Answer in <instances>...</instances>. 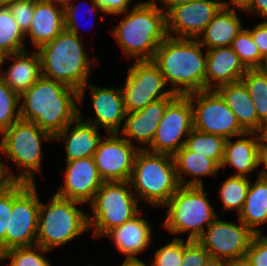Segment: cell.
<instances>
[{"label": "cell", "instance_id": "6da1fadb", "mask_svg": "<svg viewBox=\"0 0 267 266\" xmlns=\"http://www.w3.org/2000/svg\"><path fill=\"white\" fill-rule=\"evenodd\" d=\"M75 100L78 90L41 76L20 95V119L34 122L54 137L79 116Z\"/></svg>", "mask_w": 267, "mask_h": 266}, {"label": "cell", "instance_id": "7a4b0ae2", "mask_svg": "<svg viewBox=\"0 0 267 266\" xmlns=\"http://www.w3.org/2000/svg\"><path fill=\"white\" fill-rule=\"evenodd\" d=\"M198 39L167 36L156 50L152 62L176 95L205 90L207 54Z\"/></svg>", "mask_w": 267, "mask_h": 266}, {"label": "cell", "instance_id": "3957f363", "mask_svg": "<svg viewBox=\"0 0 267 266\" xmlns=\"http://www.w3.org/2000/svg\"><path fill=\"white\" fill-rule=\"evenodd\" d=\"M155 0L134 5L131 12L112 29L124 54L136 61H151L167 37L165 13Z\"/></svg>", "mask_w": 267, "mask_h": 266}, {"label": "cell", "instance_id": "277c9868", "mask_svg": "<svg viewBox=\"0 0 267 266\" xmlns=\"http://www.w3.org/2000/svg\"><path fill=\"white\" fill-rule=\"evenodd\" d=\"M83 48L80 37L64 29L37 49L42 76L79 91L88 82L92 62Z\"/></svg>", "mask_w": 267, "mask_h": 266}, {"label": "cell", "instance_id": "5b68a950", "mask_svg": "<svg viewBox=\"0 0 267 266\" xmlns=\"http://www.w3.org/2000/svg\"><path fill=\"white\" fill-rule=\"evenodd\" d=\"M138 198L164 206L179 188L172 155L139 149L129 180Z\"/></svg>", "mask_w": 267, "mask_h": 266}, {"label": "cell", "instance_id": "8992f818", "mask_svg": "<svg viewBox=\"0 0 267 266\" xmlns=\"http://www.w3.org/2000/svg\"><path fill=\"white\" fill-rule=\"evenodd\" d=\"M83 204L54 194L48 205L40 202L36 248L47 253L89 230L88 216L75 206Z\"/></svg>", "mask_w": 267, "mask_h": 266}, {"label": "cell", "instance_id": "52a82bcc", "mask_svg": "<svg viewBox=\"0 0 267 266\" xmlns=\"http://www.w3.org/2000/svg\"><path fill=\"white\" fill-rule=\"evenodd\" d=\"M203 186L180 185L175 194L164 205L167 217L163 226L171 234L189 231L187 240L197 241L217 214L209 203Z\"/></svg>", "mask_w": 267, "mask_h": 266}, {"label": "cell", "instance_id": "ba28073f", "mask_svg": "<svg viewBox=\"0 0 267 266\" xmlns=\"http://www.w3.org/2000/svg\"><path fill=\"white\" fill-rule=\"evenodd\" d=\"M129 185V186H128ZM129 181H103L89 203L94 216H88L89 230L94 227L93 236L100 238L112 229L132 220L140 210L135 193H131Z\"/></svg>", "mask_w": 267, "mask_h": 266}, {"label": "cell", "instance_id": "9c48e42d", "mask_svg": "<svg viewBox=\"0 0 267 266\" xmlns=\"http://www.w3.org/2000/svg\"><path fill=\"white\" fill-rule=\"evenodd\" d=\"M0 153L5 154L19 169L17 181L35 183L34 172L41 171V141L54 140L34 122L19 119L1 133Z\"/></svg>", "mask_w": 267, "mask_h": 266}, {"label": "cell", "instance_id": "30bf717a", "mask_svg": "<svg viewBox=\"0 0 267 266\" xmlns=\"http://www.w3.org/2000/svg\"><path fill=\"white\" fill-rule=\"evenodd\" d=\"M193 108V128L229 139L242 137L247 131L216 90H202L188 94ZM196 100V104L193 101ZM194 104V105H193Z\"/></svg>", "mask_w": 267, "mask_h": 266}, {"label": "cell", "instance_id": "8fae6325", "mask_svg": "<svg viewBox=\"0 0 267 266\" xmlns=\"http://www.w3.org/2000/svg\"><path fill=\"white\" fill-rule=\"evenodd\" d=\"M40 200L35 183H13V210L6 232V250L36 245Z\"/></svg>", "mask_w": 267, "mask_h": 266}, {"label": "cell", "instance_id": "7c38bea8", "mask_svg": "<svg viewBox=\"0 0 267 266\" xmlns=\"http://www.w3.org/2000/svg\"><path fill=\"white\" fill-rule=\"evenodd\" d=\"M192 129V103L188 95H177L167 105L153 141L146 150L173 156L185 145L186 138ZM183 135L185 139L181 140Z\"/></svg>", "mask_w": 267, "mask_h": 266}, {"label": "cell", "instance_id": "4fadbf2b", "mask_svg": "<svg viewBox=\"0 0 267 266\" xmlns=\"http://www.w3.org/2000/svg\"><path fill=\"white\" fill-rule=\"evenodd\" d=\"M165 85L161 71L152 60L133 63L121 88L126 112L141 110L155 100L170 97L173 92L162 90Z\"/></svg>", "mask_w": 267, "mask_h": 266}, {"label": "cell", "instance_id": "5bb4252c", "mask_svg": "<svg viewBox=\"0 0 267 266\" xmlns=\"http://www.w3.org/2000/svg\"><path fill=\"white\" fill-rule=\"evenodd\" d=\"M240 225L218 220L206 227L197 242L210 257L226 259L230 262L244 260L250 242L255 234L239 220Z\"/></svg>", "mask_w": 267, "mask_h": 266}, {"label": "cell", "instance_id": "9a60e30c", "mask_svg": "<svg viewBox=\"0 0 267 266\" xmlns=\"http://www.w3.org/2000/svg\"><path fill=\"white\" fill-rule=\"evenodd\" d=\"M223 6L231 5L223 0H193L170 8L165 13L167 36L198 39Z\"/></svg>", "mask_w": 267, "mask_h": 266}, {"label": "cell", "instance_id": "2e32d148", "mask_svg": "<svg viewBox=\"0 0 267 266\" xmlns=\"http://www.w3.org/2000/svg\"><path fill=\"white\" fill-rule=\"evenodd\" d=\"M102 139L93 155L100 178L103 181H129L135 156L143 148L119 138V133H110L106 140Z\"/></svg>", "mask_w": 267, "mask_h": 266}, {"label": "cell", "instance_id": "e0dca14e", "mask_svg": "<svg viewBox=\"0 0 267 266\" xmlns=\"http://www.w3.org/2000/svg\"><path fill=\"white\" fill-rule=\"evenodd\" d=\"M65 173L64 185L55 194L83 204L93 200L103 183L93 156L67 161Z\"/></svg>", "mask_w": 267, "mask_h": 266}, {"label": "cell", "instance_id": "ac0fdd59", "mask_svg": "<svg viewBox=\"0 0 267 266\" xmlns=\"http://www.w3.org/2000/svg\"><path fill=\"white\" fill-rule=\"evenodd\" d=\"M91 90V97L95 111V120H86L95 127L102 125L108 134L119 133L121 121L125 120L126 109L121 88H100L87 83L79 90V102H82L86 87Z\"/></svg>", "mask_w": 267, "mask_h": 266}, {"label": "cell", "instance_id": "d6986e66", "mask_svg": "<svg viewBox=\"0 0 267 266\" xmlns=\"http://www.w3.org/2000/svg\"><path fill=\"white\" fill-rule=\"evenodd\" d=\"M172 94L170 97L161 98L149 103L145 108L127 112L125 117V124L122 128V134L127 137L124 138L128 142L131 139L144 144L146 150L151 145L154 135L156 134L158 124L164 116L167 105L176 97Z\"/></svg>", "mask_w": 267, "mask_h": 266}, {"label": "cell", "instance_id": "ffe728a7", "mask_svg": "<svg viewBox=\"0 0 267 266\" xmlns=\"http://www.w3.org/2000/svg\"><path fill=\"white\" fill-rule=\"evenodd\" d=\"M205 51V90H216L221 85L241 81L247 69L231 46L215 47Z\"/></svg>", "mask_w": 267, "mask_h": 266}, {"label": "cell", "instance_id": "44dd1931", "mask_svg": "<svg viewBox=\"0 0 267 266\" xmlns=\"http://www.w3.org/2000/svg\"><path fill=\"white\" fill-rule=\"evenodd\" d=\"M80 114L79 111V116L54 136V140H65L67 161L92 157L102 138L98 128L91 123L84 122ZM73 124L75 126L70 130Z\"/></svg>", "mask_w": 267, "mask_h": 266}, {"label": "cell", "instance_id": "7402d4cb", "mask_svg": "<svg viewBox=\"0 0 267 266\" xmlns=\"http://www.w3.org/2000/svg\"><path fill=\"white\" fill-rule=\"evenodd\" d=\"M244 136L245 138L238 139L235 142H232L231 138L226 139L224 157L220 168L224 169V166L229 165L237 169L238 172L235 176L247 177L249 172L252 171L254 173L253 170L260 166L259 150L263 134L246 132L243 134Z\"/></svg>", "mask_w": 267, "mask_h": 266}, {"label": "cell", "instance_id": "603a6c76", "mask_svg": "<svg viewBox=\"0 0 267 266\" xmlns=\"http://www.w3.org/2000/svg\"><path fill=\"white\" fill-rule=\"evenodd\" d=\"M105 236L110 237L117 250L127 255L125 261H139V254L151 244L152 230L149 223L139 214L132 220L109 231Z\"/></svg>", "mask_w": 267, "mask_h": 266}, {"label": "cell", "instance_id": "cb8c5ba5", "mask_svg": "<svg viewBox=\"0 0 267 266\" xmlns=\"http://www.w3.org/2000/svg\"><path fill=\"white\" fill-rule=\"evenodd\" d=\"M216 91L247 132L264 133L266 127L258 120L254 103L242 81L221 85Z\"/></svg>", "mask_w": 267, "mask_h": 266}, {"label": "cell", "instance_id": "d4e9b609", "mask_svg": "<svg viewBox=\"0 0 267 266\" xmlns=\"http://www.w3.org/2000/svg\"><path fill=\"white\" fill-rule=\"evenodd\" d=\"M65 29L64 9L44 0H35L34 15L27 32L37 49Z\"/></svg>", "mask_w": 267, "mask_h": 266}, {"label": "cell", "instance_id": "484cf974", "mask_svg": "<svg viewBox=\"0 0 267 266\" xmlns=\"http://www.w3.org/2000/svg\"><path fill=\"white\" fill-rule=\"evenodd\" d=\"M3 58H7L9 61L14 59V62L9 66L8 71L0 74V78L19 96L42 76L40 57L37 51L31 52L30 56L25 50L3 56Z\"/></svg>", "mask_w": 267, "mask_h": 266}, {"label": "cell", "instance_id": "4316f807", "mask_svg": "<svg viewBox=\"0 0 267 266\" xmlns=\"http://www.w3.org/2000/svg\"><path fill=\"white\" fill-rule=\"evenodd\" d=\"M235 8L238 7L231 9L230 6H223L213 17L198 37L202 46L208 47L207 49L232 46L234 38L243 29Z\"/></svg>", "mask_w": 267, "mask_h": 266}, {"label": "cell", "instance_id": "83f0119b", "mask_svg": "<svg viewBox=\"0 0 267 266\" xmlns=\"http://www.w3.org/2000/svg\"><path fill=\"white\" fill-rule=\"evenodd\" d=\"M176 177L179 185L182 186H203L200 177L215 175L220 166L211 159L190 151L185 145L173 155ZM194 176L189 182L182 175Z\"/></svg>", "mask_w": 267, "mask_h": 266}, {"label": "cell", "instance_id": "f1b7e54d", "mask_svg": "<svg viewBox=\"0 0 267 266\" xmlns=\"http://www.w3.org/2000/svg\"><path fill=\"white\" fill-rule=\"evenodd\" d=\"M251 184L238 219L254 234H262L256 226L267 223V180L257 177Z\"/></svg>", "mask_w": 267, "mask_h": 266}, {"label": "cell", "instance_id": "f546056e", "mask_svg": "<svg viewBox=\"0 0 267 266\" xmlns=\"http://www.w3.org/2000/svg\"><path fill=\"white\" fill-rule=\"evenodd\" d=\"M225 141L226 139L220 135L204 133L193 128L186 138L185 146L190 151L214 160L221 167Z\"/></svg>", "mask_w": 267, "mask_h": 266}, {"label": "cell", "instance_id": "4dcf8cb0", "mask_svg": "<svg viewBox=\"0 0 267 266\" xmlns=\"http://www.w3.org/2000/svg\"><path fill=\"white\" fill-rule=\"evenodd\" d=\"M25 37L9 8H0V54L6 56L25 51Z\"/></svg>", "mask_w": 267, "mask_h": 266}, {"label": "cell", "instance_id": "1f68e13d", "mask_svg": "<svg viewBox=\"0 0 267 266\" xmlns=\"http://www.w3.org/2000/svg\"><path fill=\"white\" fill-rule=\"evenodd\" d=\"M241 81L251 96L258 120L267 127V77L260 69H247Z\"/></svg>", "mask_w": 267, "mask_h": 266}, {"label": "cell", "instance_id": "d6a6232c", "mask_svg": "<svg viewBox=\"0 0 267 266\" xmlns=\"http://www.w3.org/2000/svg\"><path fill=\"white\" fill-rule=\"evenodd\" d=\"M250 179L243 176L231 175L220 186V198L223 209H236L239 214L246 200Z\"/></svg>", "mask_w": 267, "mask_h": 266}, {"label": "cell", "instance_id": "836d02e7", "mask_svg": "<svg viewBox=\"0 0 267 266\" xmlns=\"http://www.w3.org/2000/svg\"><path fill=\"white\" fill-rule=\"evenodd\" d=\"M231 47L246 69H259L265 62L248 29H242L234 38Z\"/></svg>", "mask_w": 267, "mask_h": 266}, {"label": "cell", "instance_id": "e575fe53", "mask_svg": "<svg viewBox=\"0 0 267 266\" xmlns=\"http://www.w3.org/2000/svg\"><path fill=\"white\" fill-rule=\"evenodd\" d=\"M20 96L0 78V133L20 119Z\"/></svg>", "mask_w": 267, "mask_h": 266}, {"label": "cell", "instance_id": "d590c367", "mask_svg": "<svg viewBox=\"0 0 267 266\" xmlns=\"http://www.w3.org/2000/svg\"><path fill=\"white\" fill-rule=\"evenodd\" d=\"M36 245L14 247L0 254V260L10 259L9 266H51V263L34 249Z\"/></svg>", "mask_w": 267, "mask_h": 266}, {"label": "cell", "instance_id": "8d00e7d4", "mask_svg": "<svg viewBox=\"0 0 267 266\" xmlns=\"http://www.w3.org/2000/svg\"><path fill=\"white\" fill-rule=\"evenodd\" d=\"M183 257V239L173 238L172 242L156 250L155 260L150 266H181Z\"/></svg>", "mask_w": 267, "mask_h": 266}, {"label": "cell", "instance_id": "74e56055", "mask_svg": "<svg viewBox=\"0 0 267 266\" xmlns=\"http://www.w3.org/2000/svg\"><path fill=\"white\" fill-rule=\"evenodd\" d=\"M35 0H14L8 6L21 32L27 36L34 15Z\"/></svg>", "mask_w": 267, "mask_h": 266}, {"label": "cell", "instance_id": "f35d334b", "mask_svg": "<svg viewBox=\"0 0 267 266\" xmlns=\"http://www.w3.org/2000/svg\"><path fill=\"white\" fill-rule=\"evenodd\" d=\"M13 210V184L0 195V254L6 250V232Z\"/></svg>", "mask_w": 267, "mask_h": 266}, {"label": "cell", "instance_id": "ab89813d", "mask_svg": "<svg viewBox=\"0 0 267 266\" xmlns=\"http://www.w3.org/2000/svg\"><path fill=\"white\" fill-rule=\"evenodd\" d=\"M251 266H267V236L255 234L244 259Z\"/></svg>", "mask_w": 267, "mask_h": 266}, {"label": "cell", "instance_id": "60d3db41", "mask_svg": "<svg viewBox=\"0 0 267 266\" xmlns=\"http://www.w3.org/2000/svg\"><path fill=\"white\" fill-rule=\"evenodd\" d=\"M209 253L197 242L183 240V257L181 266H204Z\"/></svg>", "mask_w": 267, "mask_h": 266}, {"label": "cell", "instance_id": "b9f144b4", "mask_svg": "<svg viewBox=\"0 0 267 266\" xmlns=\"http://www.w3.org/2000/svg\"><path fill=\"white\" fill-rule=\"evenodd\" d=\"M92 8L88 9L90 11H94V13L96 14L97 10L102 11V9L96 5L92 0ZM77 7L74 5H68L65 9H64V25H65V29L75 35H77L78 37H80L79 35V26H78V19L76 18V9Z\"/></svg>", "mask_w": 267, "mask_h": 266}, {"label": "cell", "instance_id": "7bdbcfd3", "mask_svg": "<svg viewBox=\"0 0 267 266\" xmlns=\"http://www.w3.org/2000/svg\"><path fill=\"white\" fill-rule=\"evenodd\" d=\"M251 33L254 43L259 49L260 55L267 60V20L259 23L254 29H248Z\"/></svg>", "mask_w": 267, "mask_h": 266}, {"label": "cell", "instance_id": "ee69618b", "mask_svg": "<svg viewBox=\"0 0 267 266\" xmlns=\"http://www.w3.org/2000/svg\"><path fill=\"white\" fill-rule=\"evenodd\" d=\"M106 14H121L128 10L131 0H92Z\"/></svg>", "mask_w": 267, "mask_h": 266}, {"label": "cell", "instance_id": "f6af8a7d", "mask_svg": "<svg viewBox=\"0 0 267 266\" xmlns=\"http://www.w3.org/2000/svg\"><path fill=\"white\" fill-rule=\"evenodd\" d=\"M238 8L252 14L256 12L258 16L267 20V0H247L242 7Z\"/></svg>", "mask_w": 267, "mask_h": 266}, {"label": "cell", "instance_id": "bcb514c9", "mask_svg": "<svg viewBox=\"0 0 267 266\" xmlns=\"http://www.w3.org/2000/svg\"><path fill=\"white\" fill-rule=\"evenodd\" d=\"M5 166V163L0 160V195L17 181V176L12 174V172L10 173L9 169Z\"/></svg>", "mask_w": 267, "mask_h": 266}, {"label": "cell", "instance_id": "7dc6e473", "mask_svg": "<svg viewBox=\"0 0 267 266\" xmlns=\"http://www.w3.org/2000/svg\"><path fill=\"white\" fill-rule=\"evenodd\" d=\"M262 163L265 166V169H262V171H260L258 177L267 180V141L264 139L262 140L259 150V164Z\"/></svg>", "mask_w": 267, "mask_h": 266}, {"label": "cell", "instance_id": "c3c4849f", "mask_svg": "<svg viewBox=\"0 0 267 266\" xmlns=\"http://www.w3.org/2000/svg\"><path fill=\"white\" fill-rule=\"evenodd\" d=\"M161 4H163L164 8L161 9L164 13H166L170 8L188 3L193 0H159Z\"/></svg>", "mask_w": 267, "mask_h": 266}, {"label": "cell", "instance_id": "681fc988", "mask_svg": "<svg viewBox=\"0 0 267 266\" xmlns=\"http://www.w3.org/2000/svg\"><path fill=\"white\" fill-rule=\"evenodd\" d=\"M204 266H230V261L222 258L209 257Z\"/></svg>", "mask_w": 267, "mask_h": 266}, {"label": "cell", "instance_id": "f907efd6", "mask_svg": "<svg viewBox=\"0 0 267 266\" xmlns=\"http://www.w3.org/2000/svg\"><path fill=\"white\" fill-rule=\"evenodd\" d=\"M44 1L54 4L55 6L61 7L62 9H65L68 5L72 3L74 4L72 0H44ZM59 4L61 6H59Z\"/></svg>", "mask_w": 267, "mask_h": 266}, {"label": "cell", "instance_id": "816d5d0a", "mask_svg": "<svg viewBox=\"0 0 267 266\" xmlns=\"http://www.w3.org/2000/svg\"><path fill=\"white\" fill-rule=\"evenodd\" d=\"M121 266H148V265H146L141 260H139V261H125L124 260V262Z\"/></svg>", "mask_w": 267, "mask_h": 266}, {"label": "cell", "instance_id": "f5cc1de1", "mask_svg": "<svg viewBox=\"0 0 267 266\" xmlns=\"http://www.w3.org/2000/svg\"><path fill=\"white\" fill-rule=\"evenodd\" d=\"M230 266H251V265H249L245 260H239L230 262Z\"/></svg>", "mask_w": 267, "mask_h": 266}, {"label": "cell", "instance_id": "db71d44e", "mask_svg": "<svg viewBox=\"0 0 267 266\" xmlns=\"http://www.w3.org/2000/svg\"><path fill=\"white\" fill-rule=\"evenodd\" d=\"M233 7H242L247 0H231Z\"/></svg>", "mask_w": 267, "mask_h": 266}, {"label": "cell", "instance_id": "11a10c76", "mask_svg": "<svg viewBox=\"0 0 267 266\" xmlns=\"http://www.w3.org/2000/svg\"><path fill=\"white\" fill-rule=\"evenodd\" d=\"M14 0H0V8H8L11 2Z\"/></svg>", "mask_w": 267, "mask_h": 266}, {"label": "cell", "instance_id": "9f6ffc18", "mask_svg": "<svg viewBox=\"0 0 267 266\" xmlns=\"http://www.w3.org/2000/svg\"><path fill=\"white\" fill-rule=\"evenodd\" d=\"M263 73L264 75L267 77V60L260 66L259 68Z\"/></svg>", "mask_w": 267, "mask_h": 266}, {"label": "cell", "instance_id": "6f0895ef", "mask_svg": "<svg viewBox=\"0 0 267 266\" xmlns=\"http://www.w3.org/2000/svg\"><path fill=\"white\" fill-rule=\"evenodd\" d=\"M5 58H3V56L0 54V66L5 62L4 61ZM2 71L1 67H0V72Z\"/></svg>", "mask_w": 267, "mask_h": 266}, {"label": "cell", "instance_id": "680465c9", "mask_svg": "<svg viewBox=\"0 0 267 266\" xmlns=\"http://www.w3.org/2000/svg\"><path fill=\"white\" fill-rule=\"evenodd\" d=\"M263 139L267 141V127L265 128V131L263 133Z\"/></svg>", "mask_w": 267, "mask_h": 266}]
</instances>
